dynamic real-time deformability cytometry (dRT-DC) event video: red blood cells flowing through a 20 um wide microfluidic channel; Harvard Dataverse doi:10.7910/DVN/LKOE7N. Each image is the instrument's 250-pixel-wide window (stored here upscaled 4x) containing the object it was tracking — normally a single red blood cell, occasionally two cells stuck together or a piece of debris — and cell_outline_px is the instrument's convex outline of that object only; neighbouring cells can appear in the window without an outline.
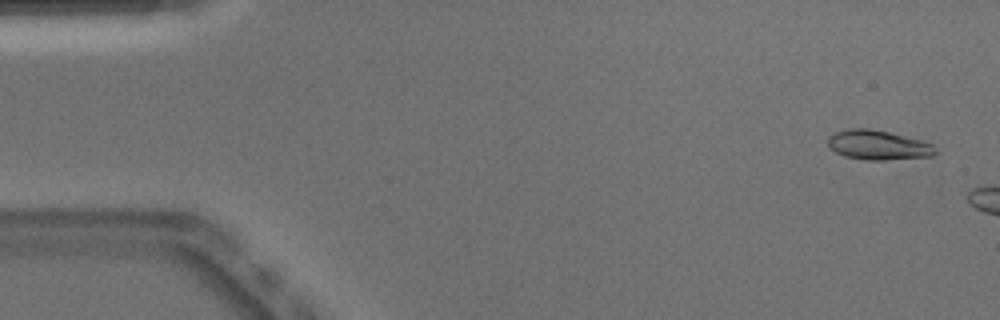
{"species": "Egyptian fruit bat (a non-hibernating species)", "species_latin": "Rousettus aegyptiacus", "temperature_condition": "warm", "stored_images_in_passage": 6, "camera_frame_rate_fps": 3000, "um_per_image_px": 0.085, "animal": {"sex": "male"}, "frame": {"image": 1, "passage_image": 2, "time_ms": 0.333, "image_size_px": [1000, 320], "cell_outline_px": [[936, 152], [932, 156], [884, 160], [864, 160], [844, 156], [828, 148], [828, 140], [836, 132], [848, 128], [872, 128], [924, 140], [932, 144], [936, 148]], "centroid_in_image_um": [74.66, 12.32], "position_along_channel_um": 10.3, "area_um2": 18.67}}